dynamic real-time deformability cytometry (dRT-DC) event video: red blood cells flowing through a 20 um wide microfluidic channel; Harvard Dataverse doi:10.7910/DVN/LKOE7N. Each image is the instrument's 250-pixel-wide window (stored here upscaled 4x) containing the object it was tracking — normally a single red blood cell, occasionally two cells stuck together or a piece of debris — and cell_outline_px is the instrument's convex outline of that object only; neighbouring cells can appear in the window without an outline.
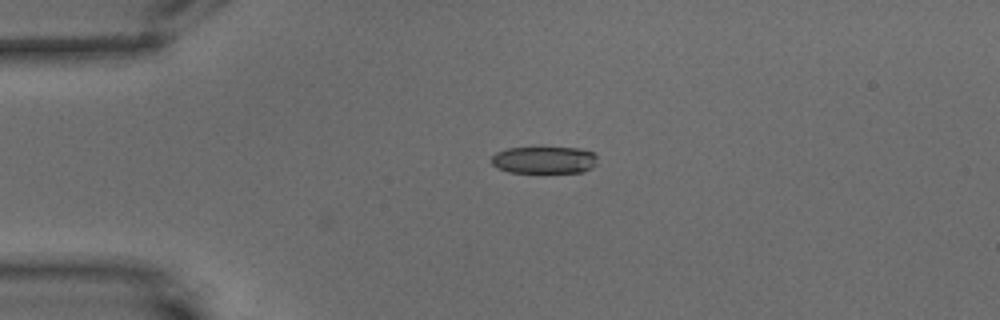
{"species": "common noctule bat (a hibernating species)", "species_latin": "Nyctalus noctula", "temperature_condition": "warm", "stored_images_in_passage": 4, "camera_frame_rate_fps": 3000, "um_per_image_px": 0.085, "animal": {"sex": "male", "body_mass_g": 15.6}, "frame": {"image": 1, "passage_image": 4, "time_ms": 1.0, "image_size_px": [1000, 320], "cell_outline_px": [[596, 164], [592, 168], [584, 172], [508, 172], [496, 168], [492, 164], [492, 156], [496, 152], [508, 148], [580, 148], [596, 152]], "centroid_in_image_um": [46.28, 13.6], "position_along_channel_um": 38.7, "area_um2": 16.82}}